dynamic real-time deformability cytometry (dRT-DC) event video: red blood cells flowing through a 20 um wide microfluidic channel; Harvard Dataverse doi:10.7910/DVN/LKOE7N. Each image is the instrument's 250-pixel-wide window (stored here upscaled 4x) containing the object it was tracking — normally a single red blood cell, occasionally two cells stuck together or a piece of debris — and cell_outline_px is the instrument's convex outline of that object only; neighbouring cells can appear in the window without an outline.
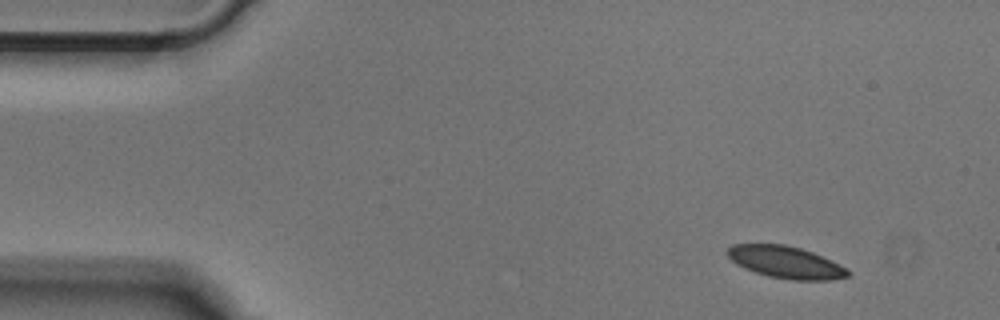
{"species": "Egyptian fruit bat (a non-hibernating species)", "species_latin": "Rousettus aegyptiacus", "temperature_condition": "cold", "stored_images_in_passage": 48, "segment_of_instrument_passage": [1, 2], "camera_frame_rate_fps": 3000, "um_per_image_px": 0.085, "animal": {"sex": "male"}, "frame": {"image": 1, "passage_image": 1, "time_ms": 0.0, "image_size_px": [1000, 320], "cell_outline_px": [[852, 272], [848, 276], [832, 280], [788, 280], [768, 276], [744, 268], [736, 264], [728, 256], [728, 248], [732, 244], [784, 244], [800, 248], [812, 252]], "centroid_in_image_um": [66.75, 22.29], "position_along_channel_um": 18.2, "area_um2": 22.2}}
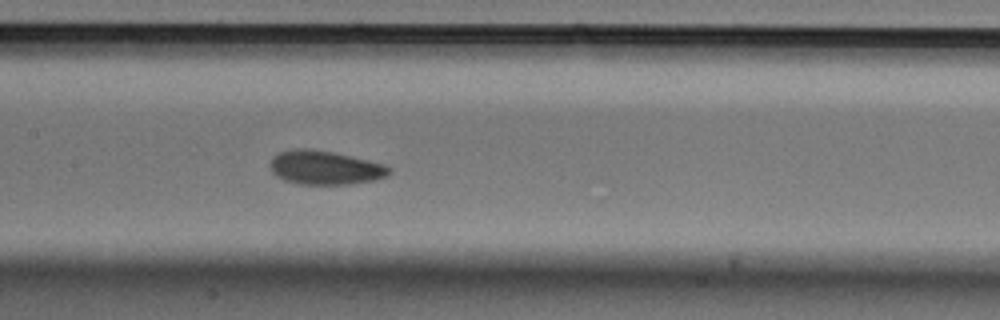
{"frame": {"image": 2, "passage_image": 20, "time_ms": 6.333, "image_size_px": [1000, 320], "cell_outline_px": [[392, 172], [388, 176], [376, 180], [352, 184], [296, 184], [284, 180], [276, 176], [272, 172], [272, 156], [280, 152], [296, 148], [312, 148], [332, 152], [368, 160], [384, 164], [392, 168]], "centroid_in_image_um": [27.66, 14.25], "position_along_channel_um": 179.7, "area_um2": 23.64}}
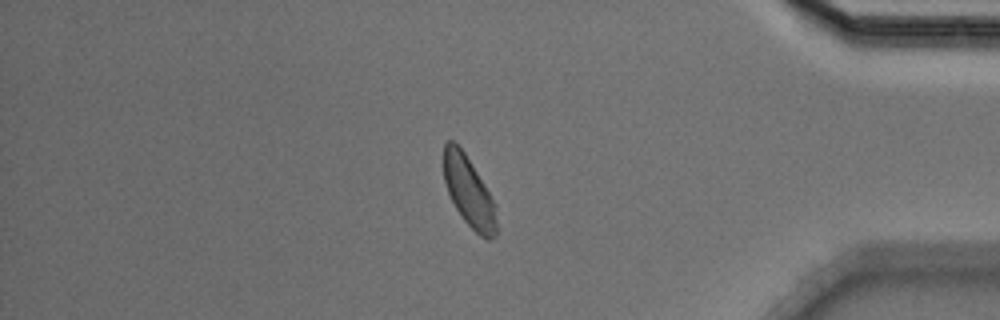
{"frame": {"image": 3, "passage_image": 39, "time_ms": 12.667, "image_size_px": [1000, 320], "cell_outline_px": [[496, 236], [492, 240], [488, 240], [480, 236], [464, 220], [456, 208], [448, 192], [444, 180], [444, 144], [448, 140], [452, 140], [464, 152], [484, 184], [496, 204]], "centroid_in_image_um": [39.87, 16.33], "position_along_channel_um": 395.3, "area_um2": 21.33}}